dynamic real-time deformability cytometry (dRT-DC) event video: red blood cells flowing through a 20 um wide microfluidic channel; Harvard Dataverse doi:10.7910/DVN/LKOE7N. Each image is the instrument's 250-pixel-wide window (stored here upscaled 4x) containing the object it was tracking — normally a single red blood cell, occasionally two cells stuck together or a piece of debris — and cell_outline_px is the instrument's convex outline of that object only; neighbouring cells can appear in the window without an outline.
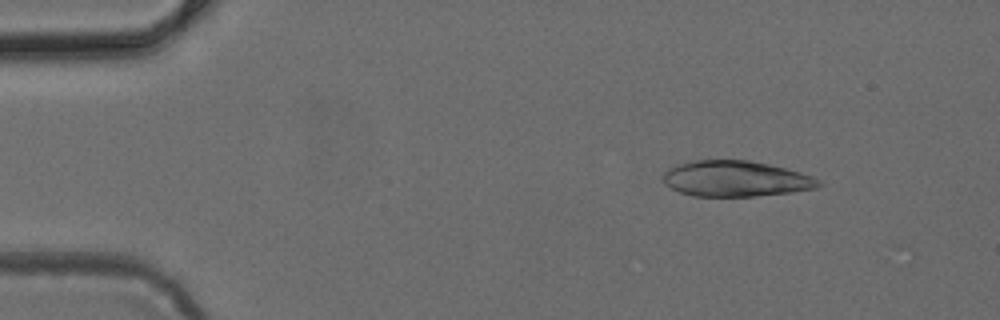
{"species": "common noctule bat (a hibernating species)", "species_latin": "Nyctalus noctula", "temperature_condition": "cold", "stored_images_in_passage": 47, "camera_frame_rate_fps": 3000, "um_per_image_px": 0.085, "animal": {"sex": "female", "body_mass_g": 24.6, "forearm_length_mm": 56.2}, "frame": {"image": 1, "passage_image": 5, "time_ms": 1.333, "image_size_px": [1000, 320], "cell_outline_px": [[820, 184], [816, 188], [792, 192], [756, 196], [692, 196], [680, 192], [664, 184], [664, 172], [668, 168], [680, 164], [696, 160], [748, 160], [768, 164], [800, 172], [812, 176], [820, 180]], "centroid_in_image_um": [62.53, 15.2], "position_along_channel_um": 22.5, "area_um2": 32.19}}
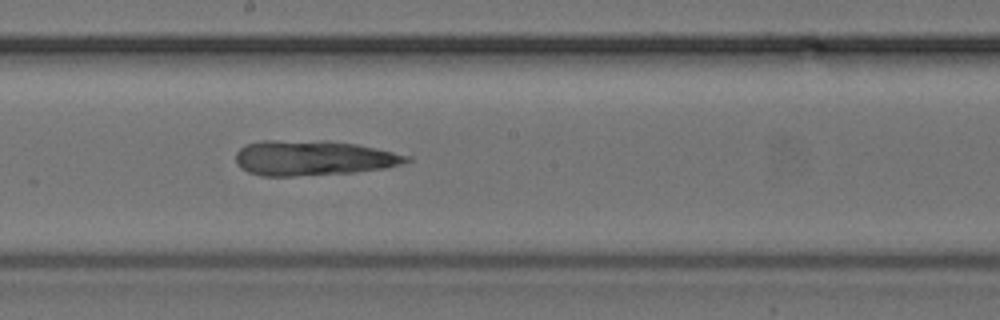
{"frame": {"image": 2, "passage_image": 25, "time_ms": 8.0, "image_size_px": [1000, 320], "cell_outline_px": [[412, 160], [400, 164], [384, 168], [352, 172], [292, 176], [260, 176], [248, 172], [240, 168], [236, 164], [236, 152], [244, 144], [260, 140], [328, 140], [356, 144], [412, 156]], "centroid_in_image_um": [26.57, 13.41], "position_along_channel_um": 221.6, "area_um2": 35.2}}
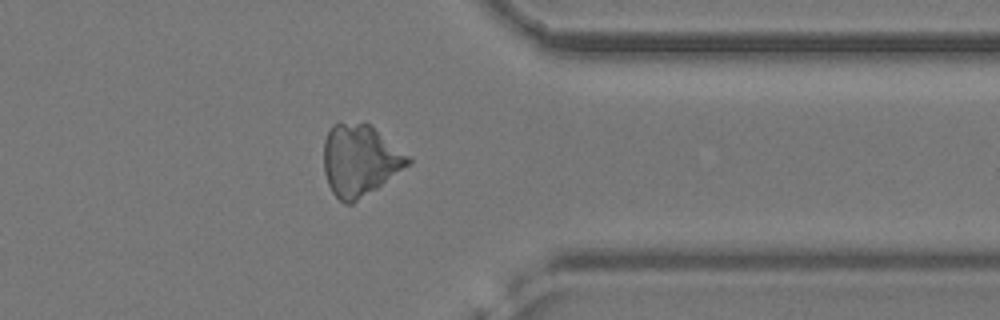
{"frame": {"image": 3, "passage_image": 37, "time_ms": 12.0, "image_size_px": [1000, 320], "cell_outline_px": [[412, 164], [352, 204], [344, 204], [332, 192], [328, 184], [324, 172], [324, 140], [332, 124], [368, 124], [408, 156], [412, 160]], "centroid_in_image_um": [30.57, 13.67], "position_along_channel_um": 380.8, "area_um2": 34.39}}